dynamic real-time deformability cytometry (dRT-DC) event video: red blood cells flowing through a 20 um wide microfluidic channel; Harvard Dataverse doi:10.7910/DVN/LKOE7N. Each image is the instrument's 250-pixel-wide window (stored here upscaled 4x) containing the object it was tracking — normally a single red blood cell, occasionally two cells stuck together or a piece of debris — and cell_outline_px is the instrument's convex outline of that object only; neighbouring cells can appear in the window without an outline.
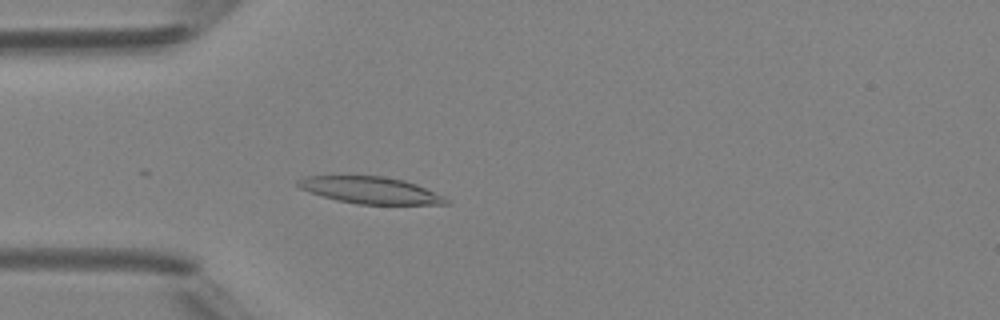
{"species": "Egyptian fruit bat (a non-hibernating species)", "species_latin": "Rousettus aegyptiacus", "temperature_condition": "room temperature", "stored_images_in_passage": 4, "camera_frame_rate_fps": 3000, "um_per_image_px": 0.085, "animal": {"sex": "female"}, "frame": {"image": 1, "passage_image": 4, "time_ms": 4.333, "image_size_px": [1000, 320], "cell_outline_px": [[452, 204], [356, 204], [336, 200], [300, 188], [296, 184], [296, 180], [304, 176], [380, 176], [404, 180], [416, 184], [444, 196]], "centroid_in_image_um": [31.49, 16.17], "position_along_channel_um": 53.5, "area_um2": 22.95}}